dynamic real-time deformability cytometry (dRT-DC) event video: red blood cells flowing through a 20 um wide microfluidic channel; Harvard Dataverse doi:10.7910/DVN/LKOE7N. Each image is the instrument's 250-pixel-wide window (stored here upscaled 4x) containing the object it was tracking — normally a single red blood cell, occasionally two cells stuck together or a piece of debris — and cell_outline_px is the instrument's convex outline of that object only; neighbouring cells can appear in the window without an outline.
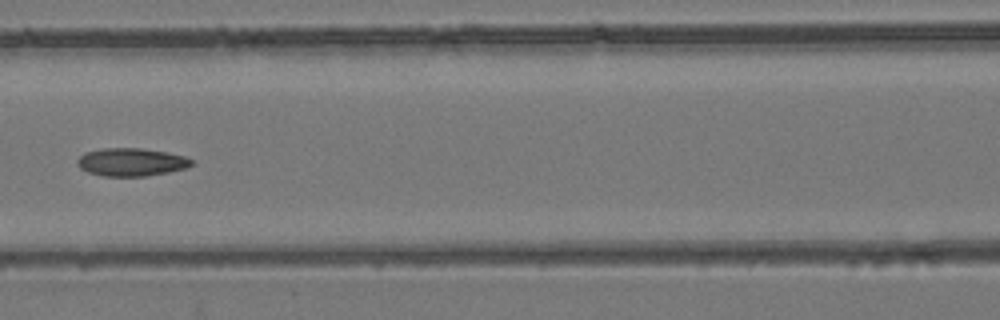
{"species": "common noctule bat (a hibernating species)", "species_latin": "Nyctalus noctula", "temperature_condition": "room temperature", "stored_images_in_passage": 4, "camera_frame_rate_fps": 3000, "um_per_image_px": 0.085, "animal": {"sex": "female", "body_mass_g": 24.6, "forearm_length_mm": 56.2}, "frame": {"image": 1, "passage_image": 4, "time_ms": 1.0, "image_size_px": [1000, 320], "cell_outline_px": [[196, 160], [188, 168], [168, 172], [144, 176], [104, 176], [88, 172], [80, 168], [76, 164], [76, 160], [84, 152], [100, 148], [140, 148], [168, 152], [184, 156]], "centroid_in_image_um": [11.16, 13.77], "position_along_channel_um": 155.4, "area_um2": 18.84}}